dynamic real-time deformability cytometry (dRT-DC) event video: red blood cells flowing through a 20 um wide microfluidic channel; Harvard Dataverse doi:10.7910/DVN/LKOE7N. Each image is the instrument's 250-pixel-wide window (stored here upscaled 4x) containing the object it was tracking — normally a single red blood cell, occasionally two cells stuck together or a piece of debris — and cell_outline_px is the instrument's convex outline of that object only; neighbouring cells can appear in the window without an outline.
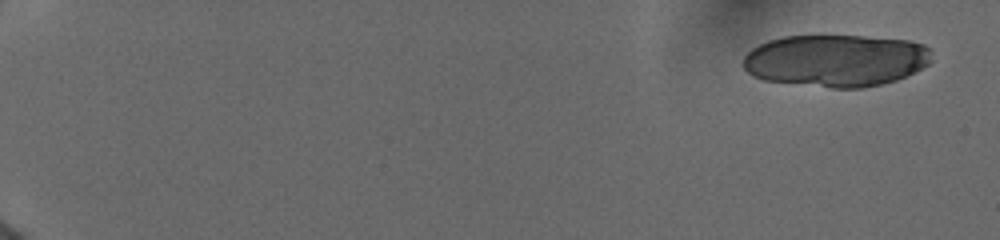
{"species": "human", "species_latin": "Homo sapiens", "temperature_condition": "cold", "stored_images_in_passage": 11, "camera_frame_rate_fps": 3000, "um_per_image_px": 0.085, "donor": {"sex": "female"}, "frame": {"image": 1, "passage_image": 1, "time_ms": 0.0, "image_size_px": [1000, 240], "cell_outline_px": [[932, 60], [928, 64], [896, 80], [880, 84], [860, 88], [832, 88], [764, 80], [748, 72], [744, 68], [744, 56], [752, 48], [768, 40], [784, 36], [860, 36], [908, 40], [924, 44], [928, 48]], "centroid_in_image_um": [71.04, 5.14], "position_along_channel_um": 14.0, "area_um2": 57.05}}
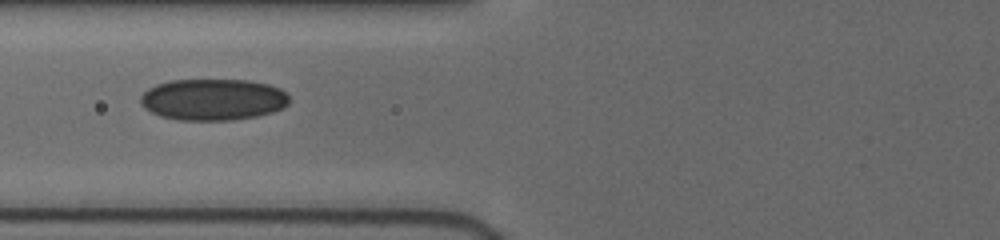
{"frame": {"image": 2, "passage_image": 8, "time_ms": 7.667, "image_size_px": [1000, 240], "cell_outline_px": [[292, 100], [284, 108], [272, 112], [256, 116], [232, 120], [176, 120], [160, 116], [144, 108], [140, 104], [140, 96], [148, 88], [156, 84], [168, 80], [248, 80], [268, 84], [280, 88]], "centroid_in_image_um": [18.1, 8.46], "position_along_channel_um": 107.7, "area_um2": 36.3}}
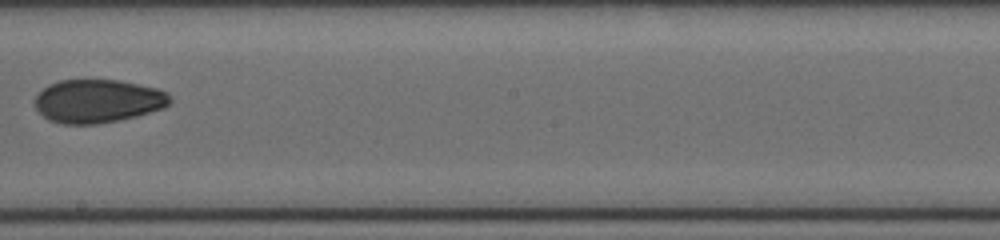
{"frame": {"image": 3, "passage_image": 11, "time_ms": 11.0, "image_size_px": [1000, 240], "cell_outline_px": [[172, 100], [164, 108], [136, 116], [96, 124], [64, 124], [48, 120], [36, 108], [32, 100], [48, 84], [60, 80], [120, 80], [156, 88], [168, 92]], "centroid_in_image_um": [8.3, 8.58], "position_along_channel_um": 239.9, "area_um2": 34.16}}